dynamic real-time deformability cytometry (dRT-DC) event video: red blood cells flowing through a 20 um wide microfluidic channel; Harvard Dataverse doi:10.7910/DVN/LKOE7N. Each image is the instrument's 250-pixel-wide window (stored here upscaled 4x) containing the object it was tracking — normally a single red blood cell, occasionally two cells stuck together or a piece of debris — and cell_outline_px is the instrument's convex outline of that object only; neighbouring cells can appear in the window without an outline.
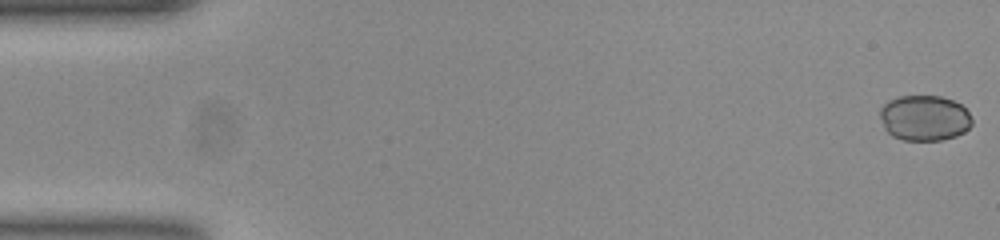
{"species": "common noctule bat (a hibernating species)", "species_latin": "Nyctalus noctula", "temperature_condition": "room temperature", "stored_images_in_passage": 53, "camera_frame_rate_fps": 3000, "um_per_image_px": 0.085, "animal": {"sex": "female", "body_mass_g": 23.0, "forearm_length_mm": 53.4}, "frame": {"image": 1, "passage_image": 1, "time_ms": 0.0, "image_size_px": [1000, 240], "cell_outline_px": [[972, 124], [964, 132], [956, 136], [940, 140], [904, 140], [892, 136], [884, 128], [880, 116], [880, 108], [888, 100], [900, 96], [940, 96], [952, 100], [960, 104], [968, 112], [972, 120]], "centroid_in_image_um": [78.56, 10.03], "position_along_channel_um": 6.4, "area_um2": 24.39}}
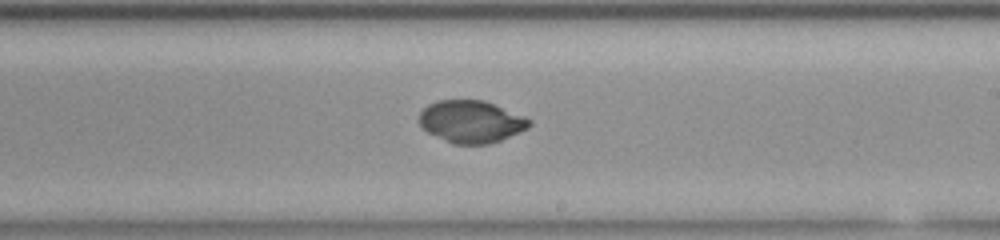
{"frame": {"image": 2, "passage_image": 31, "time_ms": 10.0, "image_size_px": [1000, 240], "cell_outline_px": [[532, 124], [528, 128], [500, 140], [488, 144], [452, 144], [420, 128], [420, 112], [428, 104], [436, 100], [484, 100], [524, 116], [532, 120]], "centroid_in_image_um": [40.04, 10.33], "position_along_channel_um": 249.0, "area_um2": 27.11}}
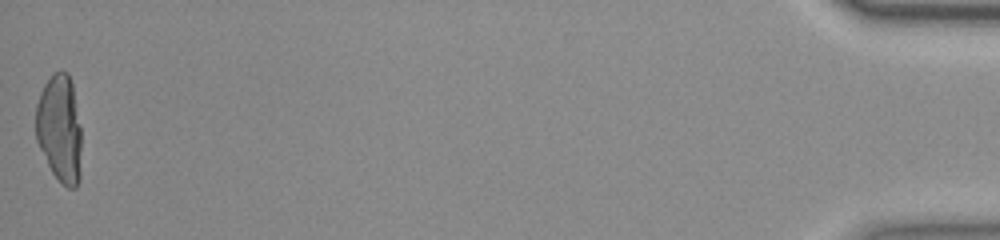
{"frame": {"image": 3, "passage_image": 53, "time_ms": 17.333, "image_size_px": [1000, 240], "cell_outline_px": [[80, 180], [76, 188], [68, 188], [52, 172], [36, 140], [36, 104], [40, 92], [44, 84], [52, 72], [68, 72], [72, 84], [80, 128]], "centroid_in_image_um": [5.06, 10.92], "position_along_channel_um": 430.1, "area_um2": 28.44}}